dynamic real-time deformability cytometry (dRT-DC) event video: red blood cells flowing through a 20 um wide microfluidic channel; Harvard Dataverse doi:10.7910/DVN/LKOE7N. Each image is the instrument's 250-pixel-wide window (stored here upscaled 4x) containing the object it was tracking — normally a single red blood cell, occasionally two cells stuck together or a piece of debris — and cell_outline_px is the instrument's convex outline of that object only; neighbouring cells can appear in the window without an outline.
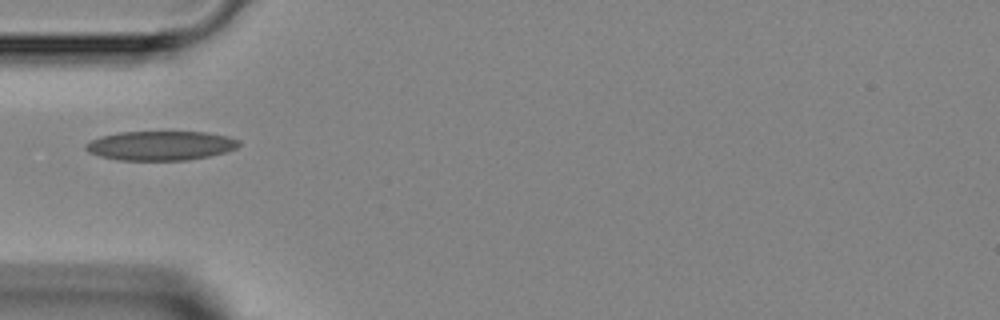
{"species": "Egyptian fruit bat (a non-hibernating species)", "species_latin": "Rousettus aegyptiacus", "temperature_condition": "room temperature", "stored_images_in_passage": 33, "camera_frame_rate_fps": 3000, "um_per_image_px": 0.085, "animal": {"sex": "female"}, "frame": {"image": 1, "passage_image": 1, "time_ms": 0.0, "image_size_px": [1000, 320], "cell_outline_px": [[240, 144], [236, 148], [224, 152], [208, 156], [188, 160], [116, 160], [100, 156], [88, 152], [84, 148], [84, 144], [100, 136], [120, 132], [208, 132], [228, 136], [240, 140]], "centroid_in_image_um": [13.63, 12.37], "position_along_channel_um": 71.4, "area_um2": 26.24}}
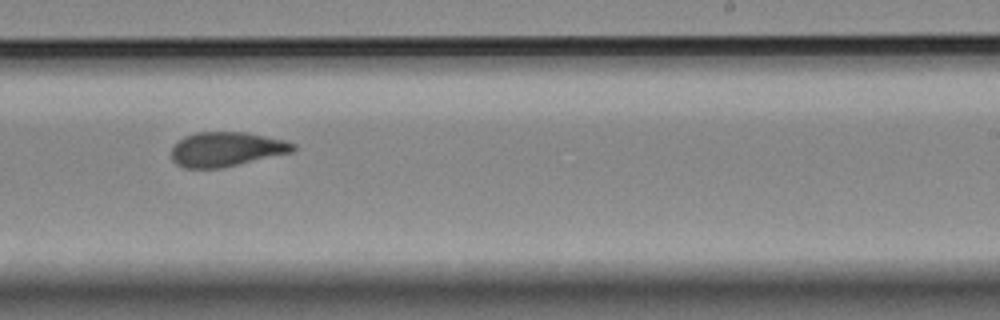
{"frame": {"image": 2, "passage_image": 15, "time_ms": 4.667, "image_size_px": [1000, 320], "cell_outline_px": [[296, 148], [292, 152], [224, 168], [184, 168], [176, 164], [172, 160], [172, 144], [184, 136], [196, 132], [248, 132], [284, 140], [296, 144]], "centroid_in_image_um": [19.22, 12.68], "position_along_channel_um": 269.8, "area_um2": 24.74}}
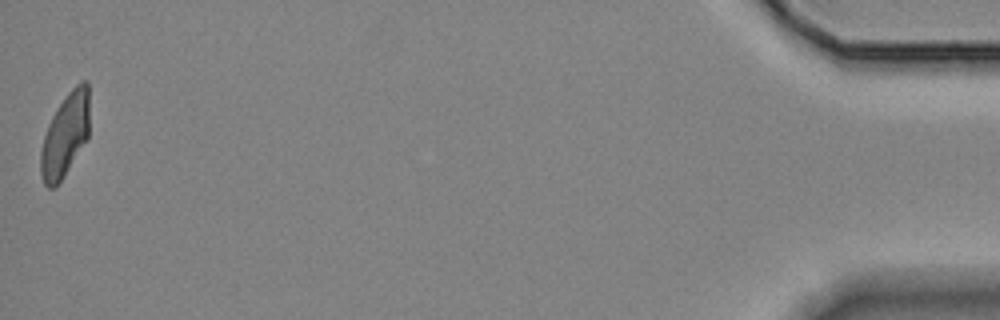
{"frame": {"image": 3, "passage_image": 33, "time_ms": 10.667, "image_size_px": [1000, 320], "cell_outline_px": [[88, 140], [56, 188], [48, 188], [44, 184], [40, 172], [40, 152], [44, 136], [48, 124], [52, 116], [68, 92], [80, 80], [88, 80]], "centroid_in_image_um": [5.54, 11.51], "position_along_channel_um": 429.7, "area_um2": 23.81}}